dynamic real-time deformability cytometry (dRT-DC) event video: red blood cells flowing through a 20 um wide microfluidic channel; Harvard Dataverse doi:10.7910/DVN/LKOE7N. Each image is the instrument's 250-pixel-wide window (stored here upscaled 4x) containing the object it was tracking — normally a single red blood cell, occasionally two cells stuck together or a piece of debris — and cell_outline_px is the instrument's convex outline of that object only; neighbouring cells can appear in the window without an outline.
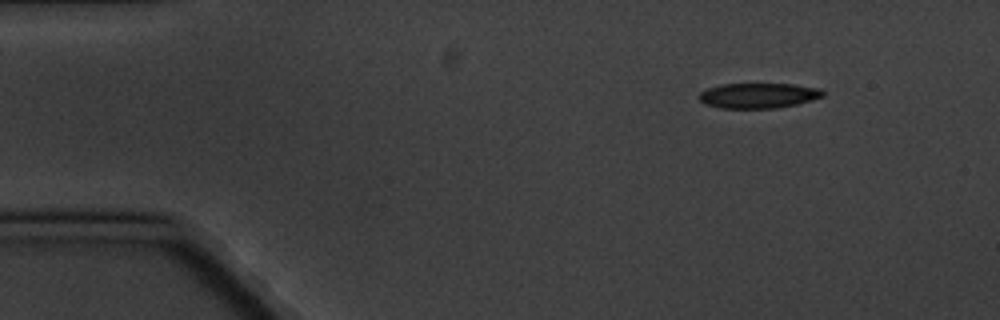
{"species": "common noctule bat (a hibernating species)", "species_latin": "Nyctalus noctula", "temperature_condition": "cold", "stored_images_in_passage": 4, "camera_frame_rate_fps": 3000, "um_per_image_px": 0.085, "animal": {"sex": "male", "body_mass_g": 20.1, "forearm_length_mm": 53.5}, "frame": {"image": 1, "passage_image": 1, "time_ms": 0.0, "image_size_px": [1000, 320], "cell_outline_px": [[824, 96], [812, 100], [796, 104], [776, 108], [720, 108], [704, 104], [696, 96], [700, 92], [708, 88], [720, 84], [792, 84], [820, 88], [824, 92]], "centroid_in_image_um": [64.43, 8.12], "position_along_channel_um": 20.6, "area_um2": 18.26}}
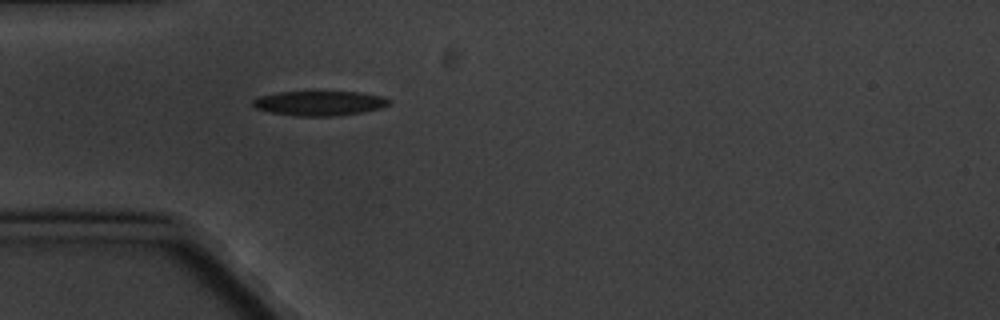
{"frame": {"image": 2, "passage_image": 4, "time_ms": 3.333, "image_size_px": [1000, 320], "cell_outline_px": [[392, 104], [380, 108], [340, 116], [296, 116], [272, 112], [256, 108], [252, 104], [252, 100], [260, 96], [280, 92], [360, 92], [384, 96]], "centroid_in_image_um": [27.18, 8.77], "position_along_channel_um": 57.8, "area_um2": 19.48}}